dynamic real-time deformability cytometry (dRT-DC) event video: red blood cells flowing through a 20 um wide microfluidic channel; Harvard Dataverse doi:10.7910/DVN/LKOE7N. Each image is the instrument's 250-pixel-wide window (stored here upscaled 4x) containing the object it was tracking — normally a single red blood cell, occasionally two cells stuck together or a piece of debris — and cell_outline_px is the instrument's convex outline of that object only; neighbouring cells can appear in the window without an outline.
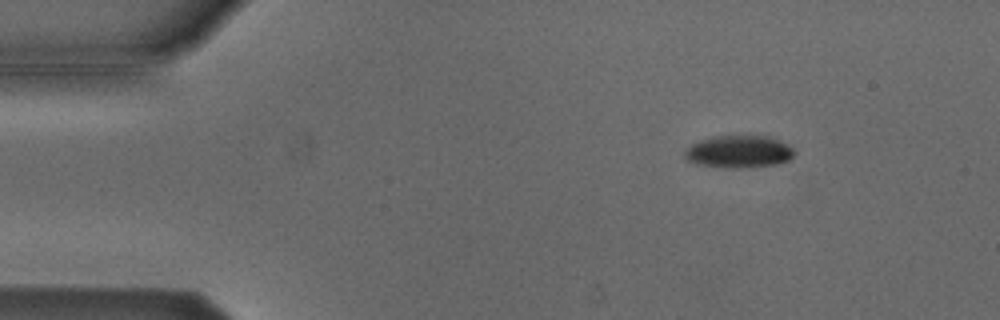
{"species": "Egyptian fruit bat (a non-hibernating species)", "species_latin": "Rousettus aegyptiacus", "temperature_condition": "cold", "stored_images_in_passage": 5, "camera_frame_rate_fps": 3000, "um_per_image_px": 0.085, "animal": {"sex": "male"}, "frame": {"image": 1, "passage_image": 3, "time_ms": 0.667, "image_size_px": [1000, 320], "cell_outline_px": [[796, 152], [788, 160], [776, 164], [748, 168], [728, 168], [696, 164], [688, 160], [684, 156], [684, 152], [692, 144], [700, 140], [712, 136], [748, 132], [768, 136], [788, 144]], "centroid_in_image_um": [62.81, 12.84], "position_along_channel_um": 22.2, "area_um2": 21.5}}